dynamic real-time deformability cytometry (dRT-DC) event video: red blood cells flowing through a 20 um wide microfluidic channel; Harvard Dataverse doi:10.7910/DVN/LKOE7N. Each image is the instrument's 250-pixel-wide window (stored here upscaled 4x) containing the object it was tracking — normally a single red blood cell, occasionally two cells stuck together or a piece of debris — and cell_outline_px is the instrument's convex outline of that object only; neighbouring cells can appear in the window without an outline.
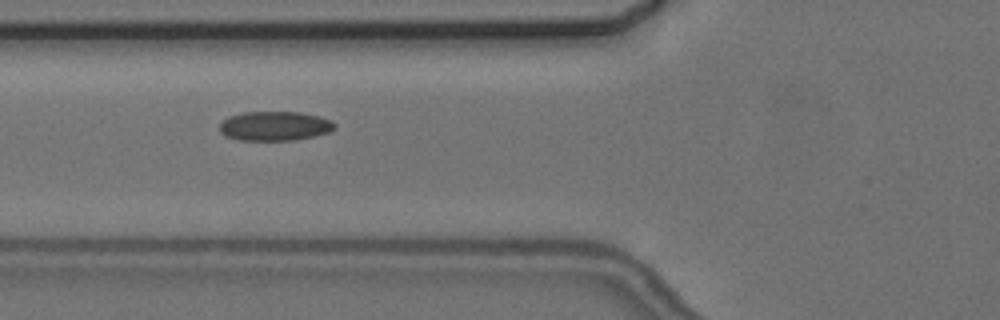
{"species": "common noctule bat (a hibernating species)", "species_latin": "Nyctalus noctula", "temperature_condition": "cold", "stored_images_in_passage": 5, "camera_frame_rate_fps": 3000, "um_per_image_px": 0.085, "animal": {"sex": "female", "body_mass_g": 24.6, "forearm_length_mm": 56.2}, "frame": {"image": 1, "passage_image": 3, "time_ms": 2.333, "image_size_px": [1000, 320], "cell_outline_px": [[336, 128], [328, 132], [312, 136], [292, 140], [240, 140], [224, 136], [220, 132], [220, 124], [228, 116], [244, 112], [300, 112], [320, 116], [332, 120], [336, 124]], "centroid_in_image_um": [23.35, 10.7], "position_along_channel_um": 102.4, "area_um2": 19.71}}
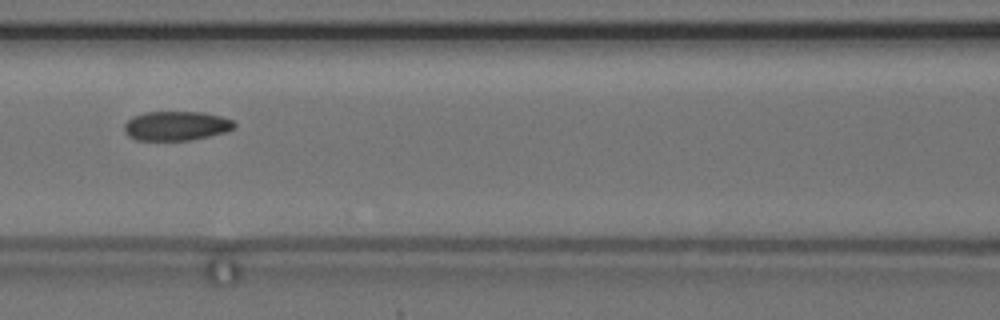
{"frame": {"image": 2, "passage_image": 4, "time_ms": 3.667, "image_size_px": [1000, 320], "cell_outline_px": [[236, 124], [232, 128], [224, 132], [192, 140], [136, 140], [128, 136], [124, 132], [124, 124], [132, 116], [144, 112], [204, 112], [220, 116], [232, 120]], "centroid_in_image_um": [14.93, 10.69], "position_along_channel_um": 151.7, "area_um2": 18.79}}